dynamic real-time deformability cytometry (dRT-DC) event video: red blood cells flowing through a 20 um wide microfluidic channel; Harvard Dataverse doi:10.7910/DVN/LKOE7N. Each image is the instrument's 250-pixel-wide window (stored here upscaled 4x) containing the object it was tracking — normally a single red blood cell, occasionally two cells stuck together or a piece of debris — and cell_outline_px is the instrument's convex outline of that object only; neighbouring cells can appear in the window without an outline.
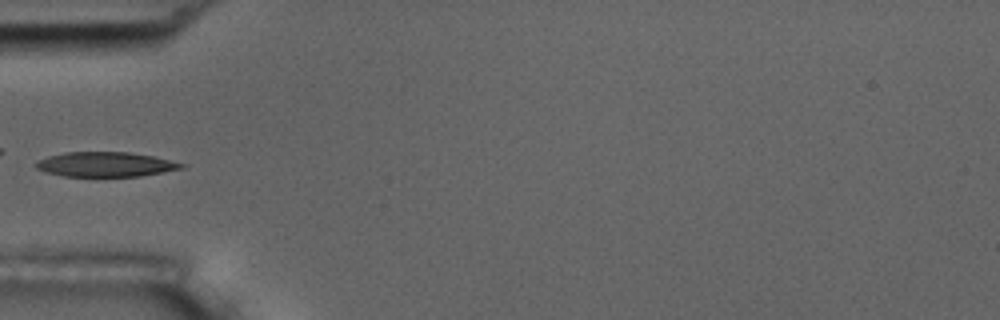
{"species": "common noctule bat (a hibernating species)", "species_latin": "Nyctalus noctula", "temperature_condition": "room temperature", "stored_images_in_passage": 4, "camera_frame_rate_fps": 3000, "um_per_image_px": 0.085, "animal": {"sex": "male", "body_mass_g": 17.5, "forearm_length_mm": 52.3}, "frame": {"image": 1, "passage_image": 4, "time_ms": 4.333, "image_size_px": [1000, 320], "cell_outline_px": [[184, 168], [140, 176], [64, 176], [48, 172], [36, 168], [36, 160], [48, 156], [64, 152], [128, 152], [152, 156], [184, 164]], "centroid_in_image_um": [8.93, 13.96], "position_along_channel_um": 76.1, "area_um2": 20.69}}